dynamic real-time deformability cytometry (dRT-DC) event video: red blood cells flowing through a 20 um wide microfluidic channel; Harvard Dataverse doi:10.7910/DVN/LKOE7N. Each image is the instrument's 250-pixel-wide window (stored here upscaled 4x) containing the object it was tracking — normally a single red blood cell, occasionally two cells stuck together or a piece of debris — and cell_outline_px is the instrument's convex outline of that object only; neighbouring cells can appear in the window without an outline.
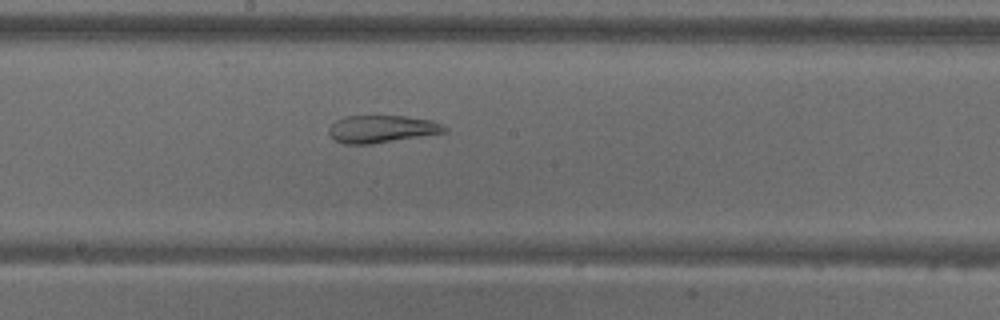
{"species": "common noctule bat (a hibernating species)", "species_latin": "Nyctalus noctula", "temperature_condition": "warm", "stored_images_in_passage": 35, "camera_frame_rate_fps": 3000, "um_per_image_px": 0.085, "animal": {"sex": "male", "body_mass_g": 18.8}, "frame": {"image": 1, "passage_image": 19, "time_ms": 6.0, "image_size_px": [1000, 320], "cell_outline_px": [[448, 132], [372, 144], [344, 144], [336, 140], [328, 132], [328, 128], [336, 120], [344, 116], [404, 116], [432, 120], [448, 128]], "centroid_in_image_um": [32.46, 10.96], "position_along_channel_um": 215.7, "area_um2": 18.5}}
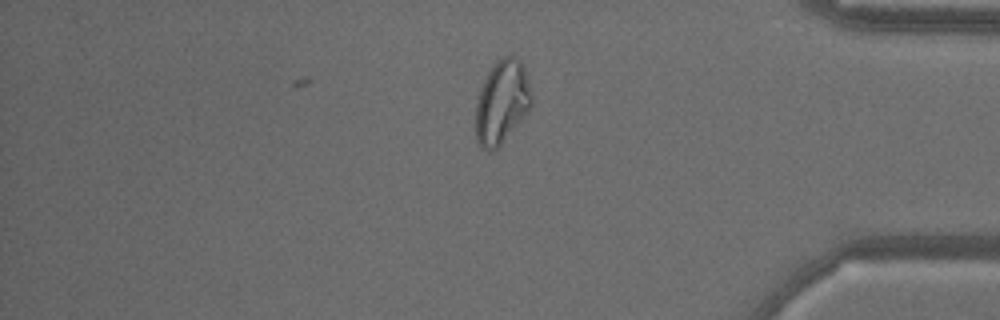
{"frame": {"image": 2, "passage_image": 35, "time_ms": 11.333, "image_size_px": [1000, 320], "cell_outline_px": [[532, 104], [528, 112], [500, 144], [492, 152], [488, 152], [480, 148], [476, 140], [476, 96], [488, 72], [496, 60], [504, 56], [512, 56], [520, 60], [532, 92]], "centroid_in_image_um": [42.63, 8.69], "position_along_channel_um": 392.6, "area_um2": 27.17}, "authors_computed_cell_mechanics": {"area_um2": 20.5768, "velocity_mm_per_s": 3.7806, "shape_relaxation_time_tau1_ms": null, "shape_relaxation_time_tau2_ms": 2.3786, "deformation_change_tau1": null, "deformation_change_tau2": 0.111}}